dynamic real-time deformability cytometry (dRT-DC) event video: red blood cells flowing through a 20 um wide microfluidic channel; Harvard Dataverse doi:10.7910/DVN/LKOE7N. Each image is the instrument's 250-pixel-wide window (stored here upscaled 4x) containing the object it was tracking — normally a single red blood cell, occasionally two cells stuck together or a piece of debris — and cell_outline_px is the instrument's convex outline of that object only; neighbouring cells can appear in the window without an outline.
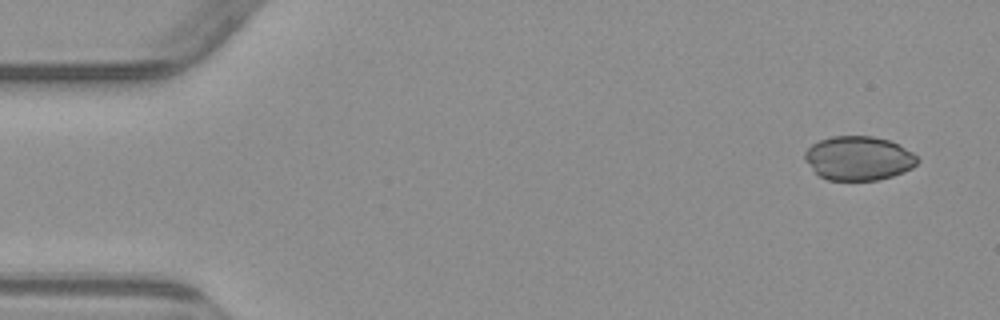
{"species": "common noctule bat (a hibernating species)", "species_latin": "Nyctalus noctula", "temperature_condition": "warm", "stored_images_in_passage": 10, "camera_frame_rate_fps": 3000, "um_per_image_px": 0.085, "animal": {"sex": "male", "body_mass_g": 23.1, "forearm_length_mm": 52.7}, "frame": {"image": 1, "passage_image": 1, "time_ms": 0.0, "image_size_px": [1000, 320], "cell_outline_px": [[920, 160], [912, 168], [904, 172], [880, 180], [828, 180], [820, 176], [804, 160], [804, 152], [812, 144], [820, 140], [832, 136], [872, 136], [888, 140], [912, 152]], "centroid_in_image_um": [72.97, 13.46], "position_along_channel_um": 12.0, "area_um2": 28.84}}